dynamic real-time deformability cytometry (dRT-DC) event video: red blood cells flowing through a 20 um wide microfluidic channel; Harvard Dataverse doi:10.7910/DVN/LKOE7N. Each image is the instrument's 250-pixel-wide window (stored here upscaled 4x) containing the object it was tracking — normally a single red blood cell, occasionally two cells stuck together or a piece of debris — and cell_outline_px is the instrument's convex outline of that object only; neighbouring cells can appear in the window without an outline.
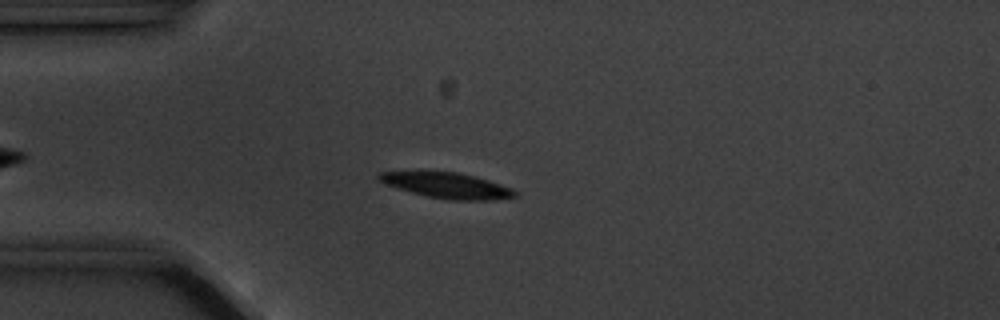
{"species": "common noctule bat (a hibernating species)", "species_latin": "Nyctalus noctula", "temperature_condition": "cold", "stored_images_in_passage": 50, "camera_frame_rate_fps": 3000, "um_per_image_px": 0.085, "animal": {"sex": "male", "body_mass_g": 20.1, "forearm_length_mm": 53.5}, "frame": {"image": 1, "passage_image": 8, "time_ms": 2.333, "image_size_px": [1000, 320], "cell_outline_px": [[516, 196], [492, 200], [448, 200], [428, 196], [396, 188], [384, 184], [376, 180], [376, 176], [380, 172], [456, 172], [488, 180], [512, 188], [516, 192]], "centroid_in_image_um": [37.96, 15.77], "position_along_channel_um": 47.0, "area_um2": 20.0}}
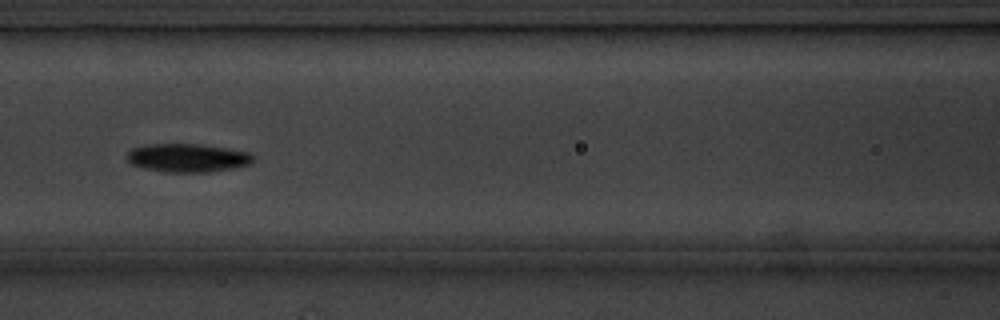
{"frame": {"image": 2, "passage_image": 18, "time_ms": 5.667, "image_size_px": [1000, 320], "cell_outline_px": [[256, 160], [248, 164], [232, 168], [208, 172], [164, 172], [144, 168], [128, 164], [124, 156], [132, 148], [144, 144], [200, 144], [252, 152], [256, 156]], "centroid_in_image_um": [15.92, 13.41], "position_along_channel_um": 150.7, "area_um2": 21.33}}
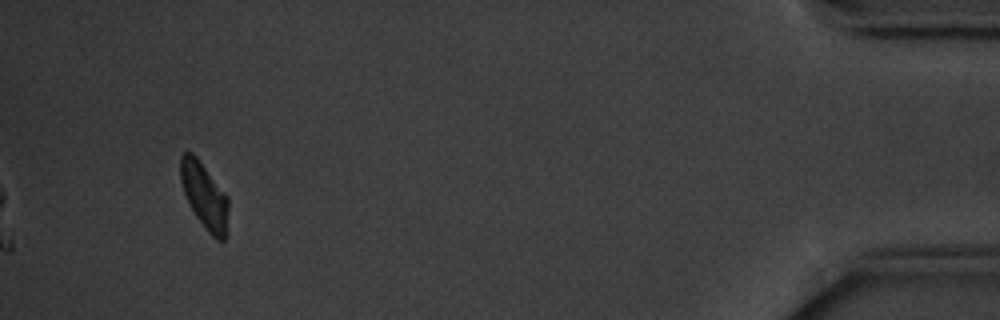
{"frame": {"image": 3, "passage_image": 47, "time_ms": 15.333, "image_size_px": [1000, 320], "cell_outline_px": [[228, 236], [224, 240], [216, 240], [204, 228], [196, 216], [184, 192], [180, 180], [180, 156], [184, 152], [192, 152], [196, 156], [228, 196]], "centroid_in_image_um": [17.41, 16.67], "position_along_channel_um": 417.8, "area_um2": 18.55}, "authors_computed_cell_mechanics": {"area_um2": 19.9699, "velocity_mm_per_s": 3.5127, "shape_relaxation_time_tau1_ms": 2.2986, "shape_relaxation_time_tau2_ms": null, "deformation_change_tau1": 0.1081, "deformation_change_tau2": null}}